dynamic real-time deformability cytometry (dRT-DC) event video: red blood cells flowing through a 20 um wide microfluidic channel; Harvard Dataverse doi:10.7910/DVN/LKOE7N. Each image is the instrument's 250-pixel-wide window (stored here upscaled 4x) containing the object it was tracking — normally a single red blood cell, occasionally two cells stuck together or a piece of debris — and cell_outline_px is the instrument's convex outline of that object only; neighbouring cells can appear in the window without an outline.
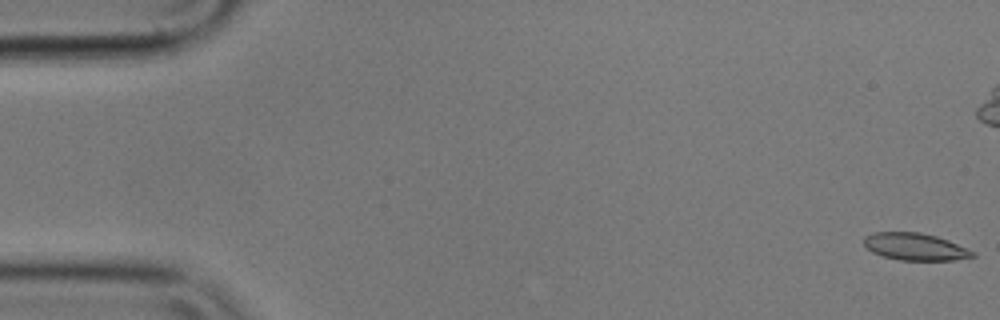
{"species": "common noctule bat (a hibernating species)", "species_latin": "Nyctalus noctula", "temperature_condition": "cold", "stored_images_in_passage": 14, "camera_frame_rate_fps": 3000, "um_per_image_px": 0.085, "animal": {"sex": "male", "body_mass_g": 17.9}, "frame": {"image": 1, "passage_image": 1, "time_ms": 0.0, "image_size_px": [1000, 320], "cell_outline_px": [[976, 256], [952, 260], [900, 260], [884, 256], [872, 252], [864, 244], [864, 236], [876, 232], [920, 232], [936, 236], [948, 240], [976, 252]], "centroid_in_image_um": [77.8, 20.96], "position_along_channel_um": 7.2, "area_um2": 17.11}}